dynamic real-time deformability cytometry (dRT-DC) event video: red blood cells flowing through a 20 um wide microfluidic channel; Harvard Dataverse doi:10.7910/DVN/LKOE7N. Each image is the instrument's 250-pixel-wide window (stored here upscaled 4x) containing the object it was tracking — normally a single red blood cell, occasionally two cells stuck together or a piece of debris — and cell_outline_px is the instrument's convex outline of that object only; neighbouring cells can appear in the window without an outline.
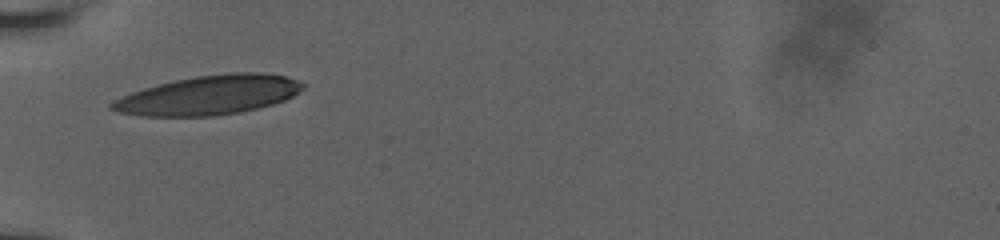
{"species": "human", "species_latin": "Homo sapiens", "temperature_condition": "room temperature", "stored_images_in_passage": 36, "camera_frame_rate_fps": 3000, "um_per_image_px": 0.085, "donor": {"sex": "male"}, "frame": {"image": 1, "passage_image": 1, "time_ms": 0.0, "image_size_px": [1000, 240], "cell_outline_px": [[304, 88], [292, 96], [284, 100], [272, 104], [240, 112], [212, 116], [140, 116], [120, 112], [108, 108], [108, 104], [112, 100], [120, 96], [144, 88], [176, 80], [196, 76], [228, 72], [264, 72], [284, 76], [296, 80], [304, 84]], "centroid_in_image_um": [17.72, 8.08], "position_along_channel_um": 67.3, "area_um2": 43.58}}
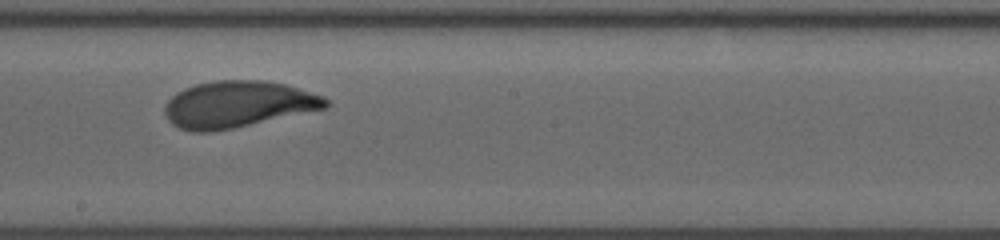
{"frame": {"image": 2, "passage_image": 18, "time_ms": 4.333, "image_size_px": [1000, 240], "cell_outline_px": [[328, 108], [232, 128], [212, 132], [192, 132], [180, 128], [172, 124], [168, 120], [164, 112], [164, 104], [176, 92], [184, 88], [196, 84], [216, 80], [264, 80], [284, 84], [324, 96], [328, 100]], "centroid_in_image_um": [20.19, 8.87], "position_along_channel_um": 228.0, "area_um2": 43.7}}
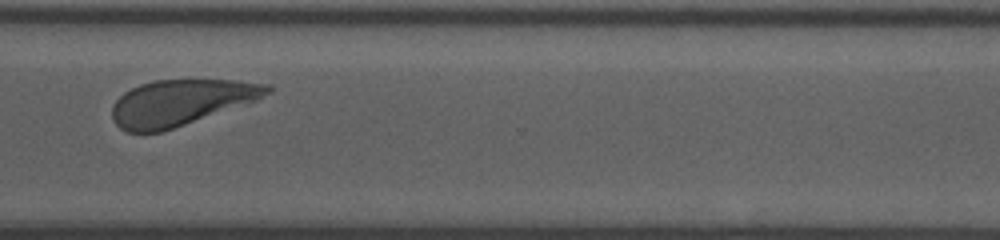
{"frame": {"image": 3, "passage_image": 35, "time_ms": 7.667, "image_size_px": [1000, 240], "cell_outline_px": [[272, 92], [256, 100], [160, 132], [128, 132], [120, 128], [112, 120], [112, 108], [116, 100], [124, 92], [140, 84], [156, 80], [236, 80], [272, 84]], "centroid_in_image_um": [15.37, 8.7], "position_along_channel_um": 355.2, "area_um2": 40.98}}